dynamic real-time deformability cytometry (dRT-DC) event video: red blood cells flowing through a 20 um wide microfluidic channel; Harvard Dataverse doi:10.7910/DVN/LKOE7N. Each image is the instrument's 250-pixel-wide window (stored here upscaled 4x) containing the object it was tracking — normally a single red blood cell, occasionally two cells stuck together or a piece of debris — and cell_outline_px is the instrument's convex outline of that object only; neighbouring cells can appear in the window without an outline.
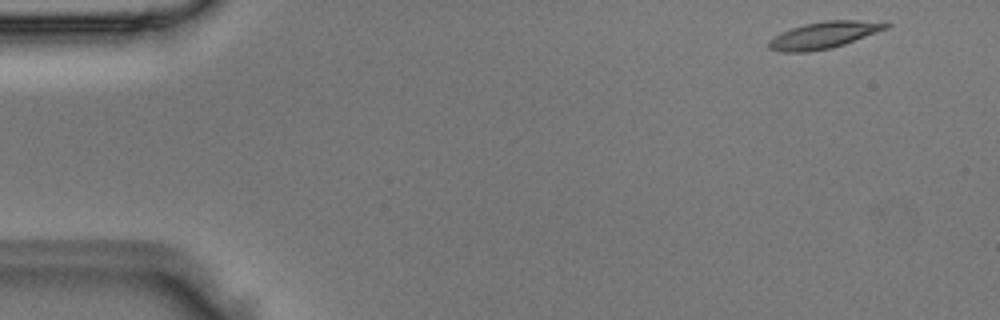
{"species": "Egyptian fruit bat (a non-hibernating species)", "species_latin": "Rousettus aegyptiacus", "temperature_condition": "room temperature", "stored_images_in_passage": 4, "camera_frame_rate_fps": 3000, "um_per_image_px": 0.085, "animal": {"sex": "male"}, "frame": {"image": 1, "passage_image": 1, "time_ms": 0.0, "image_size_px": [1000, 320], "cell_outline_px": [[892, 24], [888, 28], [844, 44], [832, 48], [808, 52], [784, 52], [768, 48], [768, 40], [780, 32], [804, 24], [824, 20], [856, 20]], "centroid_in_image_um": [69.98, 2.99], "position_along_channel_um": 15.0, "area_um2": 18.15}}
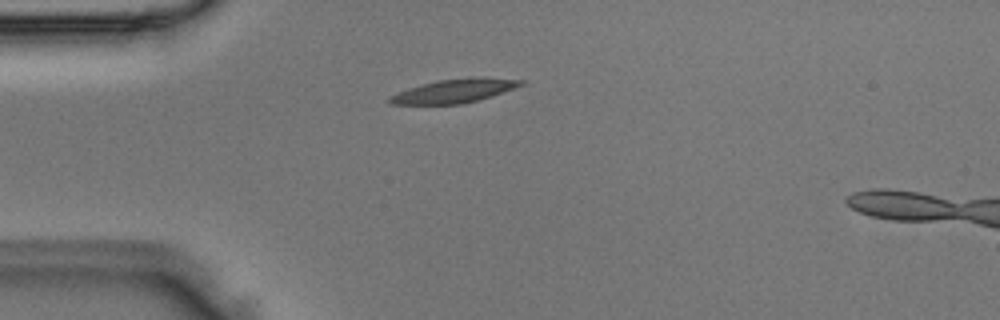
{"frame": {"image": 2, "passage_image": 3, "time_ms": 0.667, "image_size_px": [1000, 320], "cell_outline_px": [[524, 84], [492, 96], [480, 100], [460, 104], [392, 104], [388, 100], [388, 96], [408, 88], [440, 80], [524, 80]], "centroid_in_image_um": [38.48, 7.8], "position_along_channel_um": 46.5, "area_um2": 16.82}}